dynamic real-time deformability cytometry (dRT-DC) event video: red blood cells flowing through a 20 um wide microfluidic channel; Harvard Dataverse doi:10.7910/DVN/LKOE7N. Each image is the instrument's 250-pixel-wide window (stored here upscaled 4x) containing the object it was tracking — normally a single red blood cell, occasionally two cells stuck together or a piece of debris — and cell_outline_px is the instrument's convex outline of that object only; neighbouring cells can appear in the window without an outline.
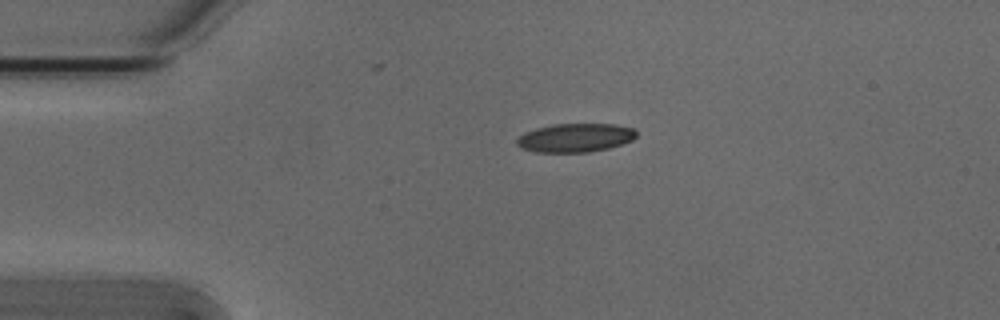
{"species": "Egyptian fruit bat (a non-hibernating species)", "species_latin": "Rousettus aegyptiacus", "temperature_condition": "cold", "stored_images_in_passage": 2, "camera_frame_rate_fps": 3000, "um_per_image_px": 0.085, "animal": {"sex": "male"}, "frame": {"image": 1, "passage_image": 1, "time_ms": 0.0, "image_size_px": [1000, 320], "cell_outline_px": [[636, 136], [632, 140], [608, 148], [588, 152], [536, 152], [520, 148], [516, 144], [516, 140], [524, 132], [536, 128], [552, 124], [616, 124], [632, 128], [636, 132]], "centroid_in_image_um": [48.86, 11.7], "position_along_channel_um": 36.1, "area_um2": 19.94}}